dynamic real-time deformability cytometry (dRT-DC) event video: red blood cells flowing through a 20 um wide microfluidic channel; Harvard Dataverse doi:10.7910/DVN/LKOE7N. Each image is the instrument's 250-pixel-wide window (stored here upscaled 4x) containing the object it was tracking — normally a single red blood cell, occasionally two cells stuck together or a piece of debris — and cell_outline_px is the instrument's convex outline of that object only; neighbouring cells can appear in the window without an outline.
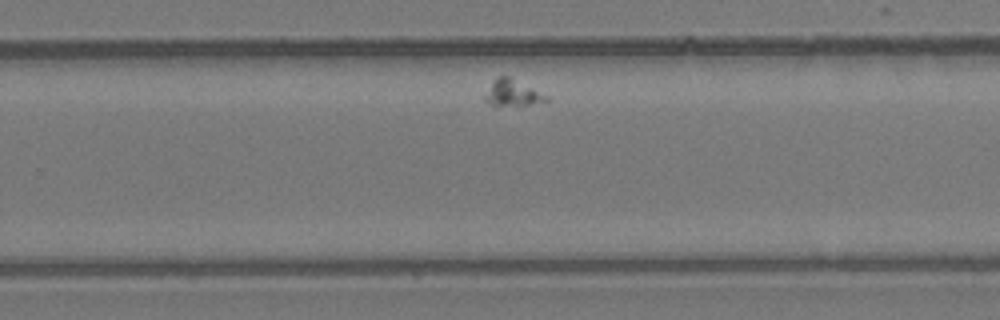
{"species": "common noctule bat (a hibernating species)", "species_latin": "Nyctalus noctula", "temperature_condition": "room temperature", "stored_images_in_passage": 29, "camera_frame_rate_fps": 3000, "um_per_image_px": 0.085, "animal": {"sex": "female", "body_mass_g": 24.6, "forearm_length_mm": 56.2}, "frame": {"image": 1, "passage_image": 21, "time_ms": 6.667, "image_size_px": [1000, 320], "cell_outline_px": [[552, 100], [520, 108], [488, 104], [484, 100], [484, 96], [496, 76], [508, 76], [552, 96]], "centroid_in_image_um": [43.67, 7.96], "position_along_channel_um": 286.1, "area_um2": 10.12}}
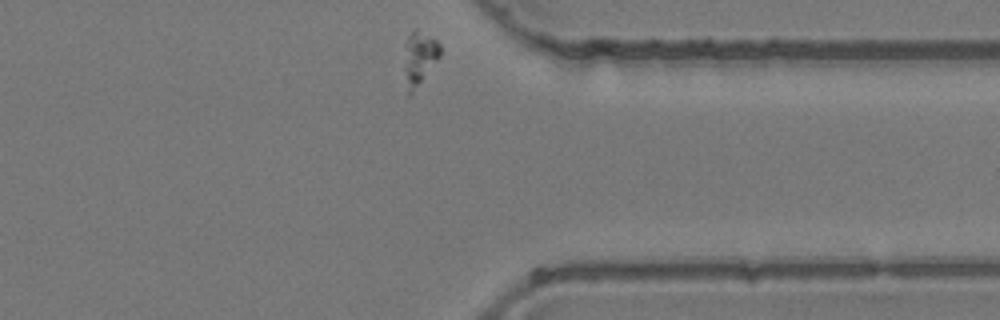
{"frame": {"image": 2, "passage_image": 29, "time_ms": 9.333, "image_size_px": [1000, 320], "cell_outline_px": [[440, 56], [412, 92], [408, 96], [404, 44], [408, 36], [412, 32], [416, 32], [436, 40], [440, 44]], "centroid_in_image_um": [35.65, 4.92], "position_along_channel_um": 375.7, "area_um2": 10.23}}